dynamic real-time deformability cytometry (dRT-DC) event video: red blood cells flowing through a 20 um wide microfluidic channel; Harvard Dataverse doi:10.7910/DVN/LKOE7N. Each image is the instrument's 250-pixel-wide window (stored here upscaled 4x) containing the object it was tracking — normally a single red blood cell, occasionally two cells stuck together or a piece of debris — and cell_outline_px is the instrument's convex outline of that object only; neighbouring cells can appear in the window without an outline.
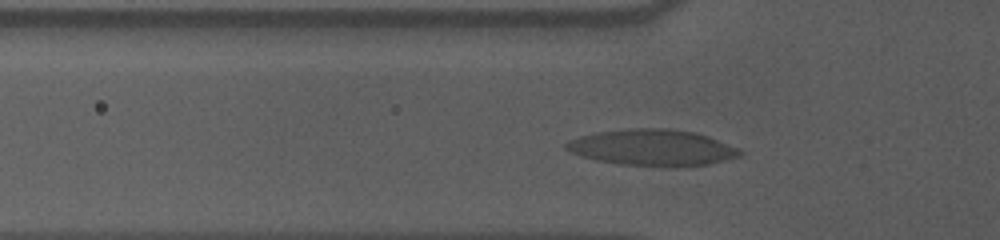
{"species": "human", "species_latin": "Homo sapiens", "temperature_condition": "cold", "stored_images_in_passage": 38, "camera_frame_rate_fps": 3000, "um_per_image_px": 0.085, "donor": {"sex": "male"}, "frame": {"image": 1, "passage_image": 10, "time_ms": 3.0, "image_size_px": [1000, 240], "cell_outline_px": [[744, 152], [740, 156], [708, 164], [668, 168], [664, 168], [620, 164], [596, 160], [580, 156], [568, 152], [564, 148], [564, 144], [568, 140], [580, 136], [596, 132], [628, 128], [668, 128], [696, 132], [708, 136], [740, 148]], "centroid_in_image_um": [55.44, 12.55], "position_along_channel_um": 70.4, "area_um2": 37.4}}
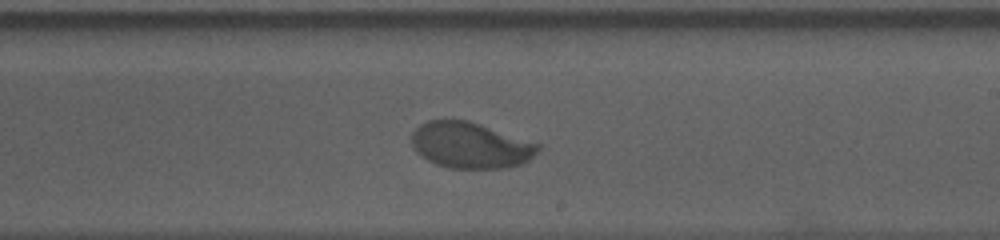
{"frame": {"image": 2, "passage_image": 25, "time_ms": 8.0, "image_size_px": [1000, 240], "cell_outline_px": [[540, 152], [524, 164], [508, 168], [448, 168], [436, 164], [420, 156], [412, 148], [412, 132], [420, 124], [428, 120], [468, 120], [540, 144]], "centroid_in_image_um": [40.0, 12.36], "position_along_channel_um": 249.0, "area_um2": 34.16}}
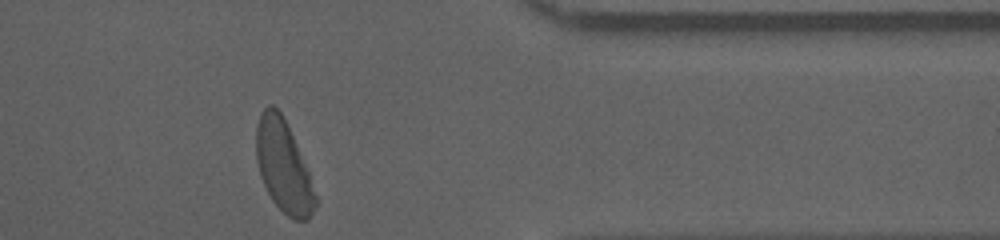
{"frame": {"image": 3, "passage_image": 38, "time_ms": 12.333, "image_size_px": [1000, 240], "cell_outline_px": [[316, 208], [308, 220], [292, 220], [272, 200], [260, 176], [256, 160], [256, 124], [260, 112], [268, 104], [272, 104], [284, 116], [308, 172], [316, 196]], "centroid_in_image_um": [24.07, 14.12], "position_along_channel_um": 387.3, "area_um2": 31.5}, "authors_computed_cell_mechanics": {"area_um2": 34.102, "velocity_mm_per_s": 3.5796, "shape_relaxation_time_tau1_ms": 3.0158, "shape_relaxation_time_tau2_ms": 0.841, "deformation_change_tau1": 0.1621, "deformation_change_tau2": 0.0455}}